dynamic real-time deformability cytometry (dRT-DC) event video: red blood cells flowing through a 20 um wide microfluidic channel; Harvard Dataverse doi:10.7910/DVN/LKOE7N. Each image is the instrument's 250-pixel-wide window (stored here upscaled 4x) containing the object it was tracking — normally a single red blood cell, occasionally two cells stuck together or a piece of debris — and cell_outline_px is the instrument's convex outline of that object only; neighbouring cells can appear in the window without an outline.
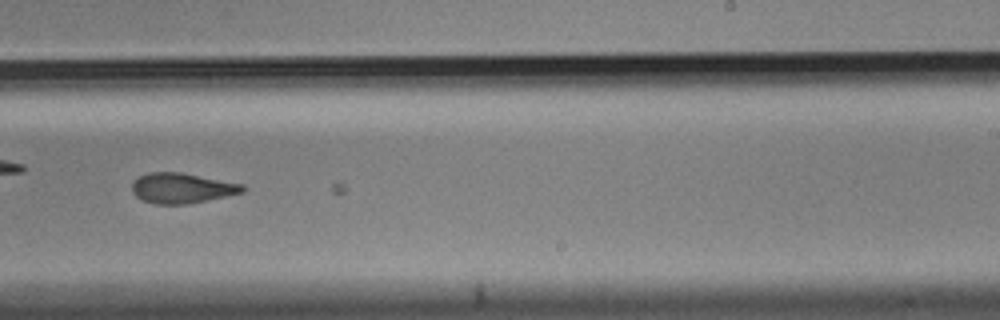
{"species": "Egyptian fruit bat (a non-hibernating species)", "species_latin": "Rousettus aegyptiacus", "temperature_condition": "cold", "stored_images_in_passage": 19, "camera_frame_rate_fps": 3000, "um_per_image_px": 0.085, "animal": {"sex": "male"}, "frame": {"image": 1, "passage_image": 18, "time_ms": 5.667, "image_size_px": [1000, 320], "cell_outline_px": [[244, 192], [188, 204], [156, 204], [144, 200], [136, 196], [132, 192], [132, 184], [140, 176], [148, 172], [180, 172], [244, 184]], "centroid_in_image_um": [15.46, 15.98], "position_along_channel_um": 273.5, "area_um2": 19.31}}